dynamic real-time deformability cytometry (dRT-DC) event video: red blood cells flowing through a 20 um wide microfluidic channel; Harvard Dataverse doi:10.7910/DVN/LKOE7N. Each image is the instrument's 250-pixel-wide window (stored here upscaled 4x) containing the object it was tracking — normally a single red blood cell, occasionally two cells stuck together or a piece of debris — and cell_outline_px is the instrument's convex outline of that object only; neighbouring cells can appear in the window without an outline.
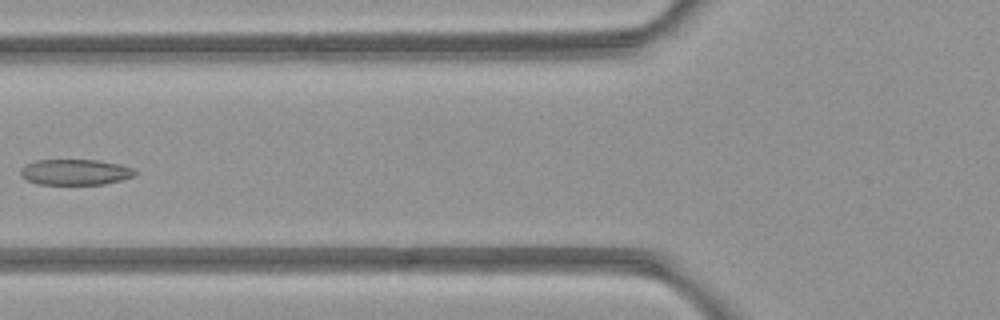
{"species": "common noctule bat (a hibernating species)", "species_latin": "Nyctalus noctula", "temperature_condition": "room temperature", "stored_images_in_passage": 3, "camera_frame_rate_fps": 3000, "um_per_image_px": 0.085, "animal": {"sex": "female", "body_mass_g": 21.9}, "frame": {"image": 1, "passage_image": 2, "time_ms": 1.333, "image_size_px": [1000, 320], "cell_outline_px": [[136, 172], [132, 176], [120, 180], [104, 184], [36, 184], [20, 176], [20, 168], [24, 164], [36, 160], [96, 160], [116, 164], [132, 168]], "centroid_in_image_um": [6.3, 14.63], "position_along_channel_um": 119.5, "area_um2": 16.99}}
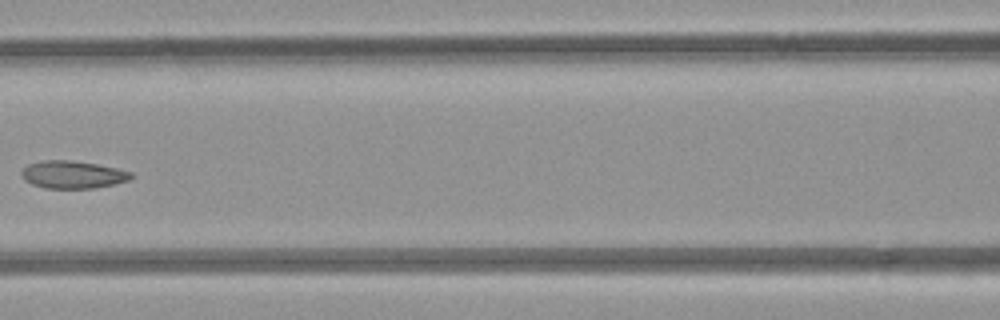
{"frame": {"image": 2, "passage_image": 3, "time_ms": 2.333, "image_size_px": [1000, 320], "cell_outline_px": [[132, 176], [128, 180], [112, 184], [92, 188], [44, 188], [32, 184], [24, 180], [20, 172], [28, 164], [40, 160], [72, 160], [96, 164], [116, 168], [132, 172]], "centroid_in_image_um": [6.13, 14.83], "position_along_channel_um": 160.5, "area_um2": 17.51}}